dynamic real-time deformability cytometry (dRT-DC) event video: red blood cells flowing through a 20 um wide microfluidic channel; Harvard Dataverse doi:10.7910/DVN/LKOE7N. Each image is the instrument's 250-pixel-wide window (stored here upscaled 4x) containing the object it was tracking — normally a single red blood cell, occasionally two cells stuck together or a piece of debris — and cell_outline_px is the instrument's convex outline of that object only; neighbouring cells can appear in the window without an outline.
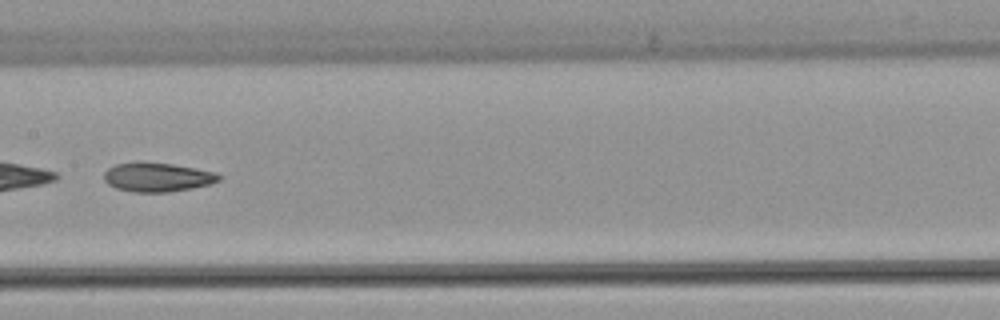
{"species": "common noctule bat (a hibernating species)", "species_latin": "Nyctalus noctula", "temperature_condition": "warm", "stored_images_in_passage": 32, "camera_frame_rate_fps": 3000, "um_per_image_px": 0.085, "animal": {"sex": "female", "body_mass_g": 22.7, "forearm_length_mm": 54.2}, "frame": {"image": 1, "passage_image": 10, "time_ms": 3.0, "image_size_px": [1000, 320], "cell_outline_px": [[220, 180], [212, 184], [192, 188], [168, 192], [132, 192], [116, 188], [108, 184], [104, 180], [104, 172], [108, 168], [116, 164], [172, 164], [196, 168], [216, 172], [220, 176]], "centroid_in_image_um": [13.41, 15.09], "position_along_channel_um": 194.0, "area_um2": 19.02}}